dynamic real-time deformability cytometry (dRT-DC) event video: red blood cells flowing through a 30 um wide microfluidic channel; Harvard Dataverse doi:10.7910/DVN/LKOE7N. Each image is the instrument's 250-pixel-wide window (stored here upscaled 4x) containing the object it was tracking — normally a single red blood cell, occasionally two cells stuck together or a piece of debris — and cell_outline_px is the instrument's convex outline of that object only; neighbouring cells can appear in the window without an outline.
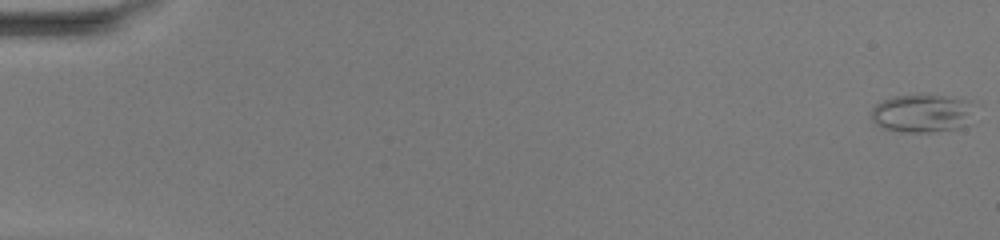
{"species": "common noctule bat (a hibernating species)", "species_latin": "Nyctalus noctula", "temperature_condition": "warm", "stored_images_in_passage": 51, "camera_frame_rate_fps": 3000, "um_per_image_px": 0.085, "animal": {"sex": "female", "body_mass_g": 20.0, "forearm_length_mm": 54.0}, "frame": {"image": 1, "passage_image": 1, "time_ms": 0.0, "image_size_px": [1000, 240], "cell_outline_px": [[972, 124], [960, 128], [932, 132], [904, 132], [880, 128], [872, 120], [872, 108], [876, 104], [892, 96], [920, 92], [972, 100]], "centroid_in_image_um": [78.42, 9.6], "position_along_channel_um": 6.6, "area_um2": 23.93}}
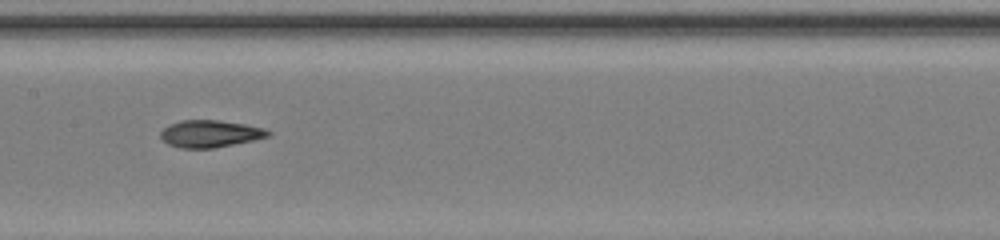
{"frame": {"image": 2, "passage_image": 27, "time_ms": 8.667, "image_size_px": [1000, 240], "cell_outline_px": [[272, 136], [212, 148], [180, 148], [168, 144], [160, 136], [160, 132], [168, 124], [180, 120], [220, 120], [244, 124], [264, 128], [272, 132]], "centroid_in_image_um": [17.86, 11.35], "position_along_channel_um": 189.5, "area_um2": 16.99}}
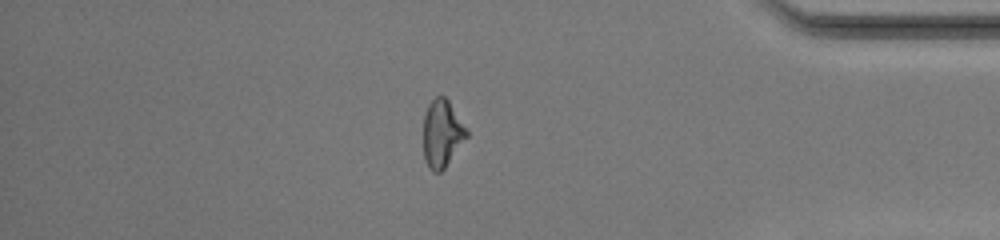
{"frame": {"image": 3, "passage_image": 44, "time_ms": 14.333, "image_size_px": [1000, 240], "cell_outline_px": [[468, 136], [444, 168], [440, 172], [432, 172], [428, 168], [424, 160], [424, 116], [428, 104], [436, 96], [444, 96], [448, 100], [468, 128]], "centroid_in_image_um": [37.58, 11.35], "position_along_channel_um": 397.6, "area_um2": 17.05}, "authors_computed_cell_mechanics": {"area_um2": 18.0336, "velocity_mm_per_s": 4.1517, "shape_relaxation_time_tau1_ms": 9.6688, "shape_relaxation_time_tau2_ms": 2.7646, "deformation_change_tau1": 0.2792, "deformation_change_tau2": 0.097}}